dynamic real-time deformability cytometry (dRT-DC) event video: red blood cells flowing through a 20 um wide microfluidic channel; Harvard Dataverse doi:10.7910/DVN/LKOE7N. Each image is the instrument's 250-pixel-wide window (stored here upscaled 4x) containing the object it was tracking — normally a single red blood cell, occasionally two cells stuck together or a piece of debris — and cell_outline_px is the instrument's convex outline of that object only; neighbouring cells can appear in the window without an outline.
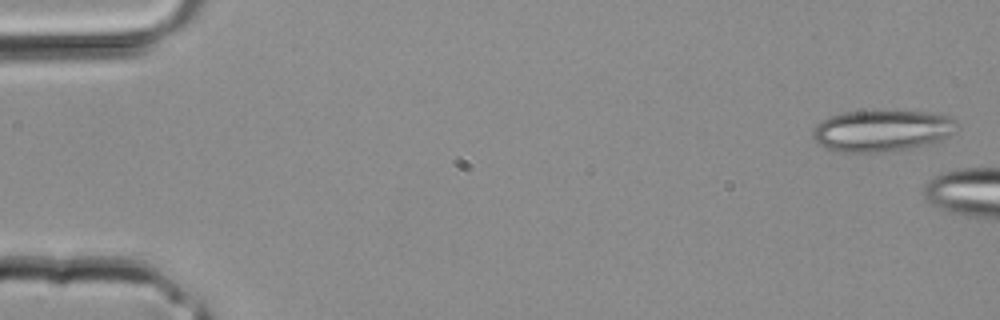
{"species": "common noctule bat (a hibernating species)", "species_latin": "Nyctalus noctula", "temperature_condition": "room temperature", "stored_images_in_passage": 4, "camera_frame_rate_fps": 3000, "um_per_image_px": 0.085, "animal": {"sex": "male", "body_mass_g": 20.4}, "frame": {"image": 1, "passage_image": 1, "time_ms": 0.0, "image_size_px": [1000, 320], "cell_outline_px": [[952, 136], [940, 140], [908, 148], [884, 152], [836, 152], [824, 148], [812, 136], [812, 132], [816, 124], [820, 120], [844, 112], [940, 112], [948, 116], [952, 120]], "centroid_in_image_um": [74.89, 11.12], "position_along_channel_um": 10.1, "area_um2": 34.28}}